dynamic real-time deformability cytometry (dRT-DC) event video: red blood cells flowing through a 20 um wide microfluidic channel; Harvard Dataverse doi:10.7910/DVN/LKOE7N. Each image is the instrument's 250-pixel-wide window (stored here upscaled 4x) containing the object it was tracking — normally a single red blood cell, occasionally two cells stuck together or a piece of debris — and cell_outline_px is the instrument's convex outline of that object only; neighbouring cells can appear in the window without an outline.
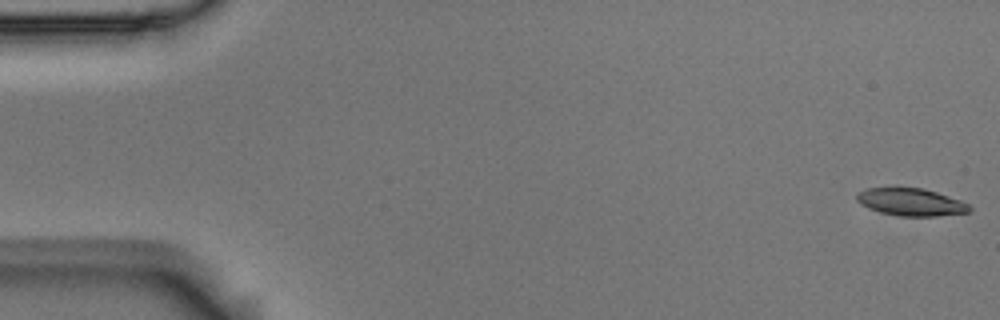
{"species": "Egyptian fruit bat (a non-hibernating species)", "species_latin": "Rousettus aegyptiacus", "temperature_condition": "room temperature", "stored_images_in_passage": 56, "camera_frame_rate_fps": 3000, "um_per_image_px": 0.085, "animal": {"sex": "male"}, "frame": {"image": 1, "passage_image": 1, "time_ms": 0.0, "image_size_px": [1000, 320], "cell_outline_px": [[972, 208], [968, 212], [936, 216], [900, 216], [880, 212], [868, 208], [860, 204], [856, 200], [856, 192], [864, 188], [892, 184], [896, 184], [924, 188], [960, 200], [968, 204]], "centroid_in_image_um": [77.31, 17.11], "position_along_channel_um": 7.7, "area_um2": 18.96}}
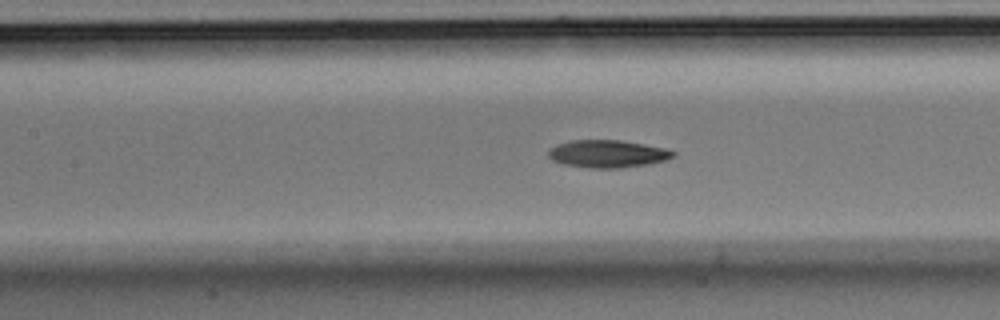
{"frame": {"image": 2, "passage_image": 25, "time_ms": 8.0, "image_size_px": [1000, 320], "cell_outline_px": [[676, 156], [664, 160], [648, 164], [620, 168], [588, 168], [564, 164], [552, 160], [548, 156], [548, 152], [556, 144], [568, 140], [620, 140], [644, 144], [664, 148], [676, 152]], "centroid_in_image_um": [51.63, 13.07], "position_along_channel_um": 155.8, "area_um2": 20.06}}
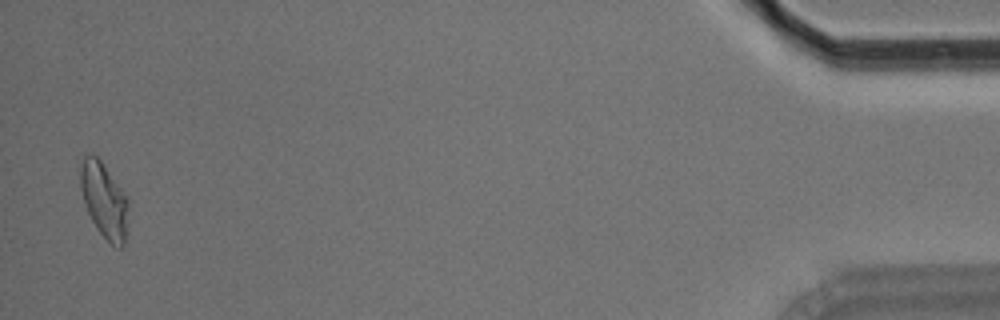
{"frame": {"image": 3, "passage_image": 55, "time_ms": 18.0, "image_size_px": [1000, 320], "cell_outline_px": [[128, 204], [124, 244], [120, 248], [112, 244], [96, 228], [84, 204], [80, 188], [80, 168], [84, 156], [96, 156], [100, 160], [120, 188], [128, 200]], "centroid_in_image_um": [8.82, 17.03], "position_along_channel_um": 426.4, "area_um2": 20.35}, "authors_computed_cell_mechanics": {"area_um2": 19.8832, "velocity_mm_per_s": 3.5912, "shape_relaxation_time_tau1_ms": null, "shape_relaxation_time_tau2_ms": 2.7824, "deformation_change_tau1": null, "deformation_change_tau2": 0.0968}}